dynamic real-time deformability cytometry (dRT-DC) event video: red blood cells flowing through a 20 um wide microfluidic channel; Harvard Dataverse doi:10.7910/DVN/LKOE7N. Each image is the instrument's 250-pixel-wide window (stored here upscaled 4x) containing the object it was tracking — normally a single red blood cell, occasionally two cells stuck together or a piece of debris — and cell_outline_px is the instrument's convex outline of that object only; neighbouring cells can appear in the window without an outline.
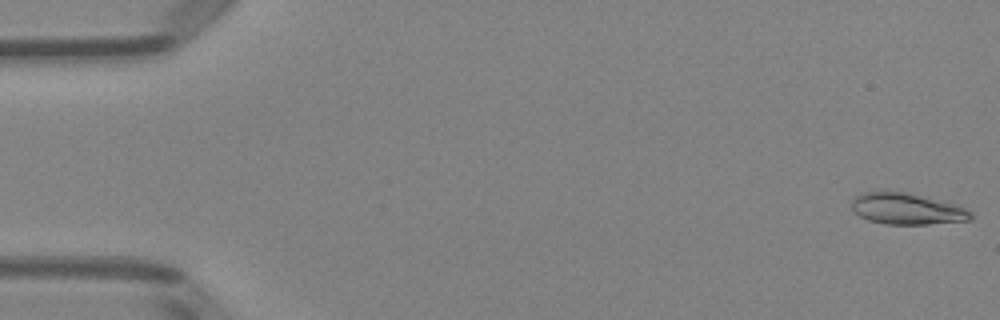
{"species": "Egyptian fruit bat (a non-hibernating species)", "species_latin": "Rousettus aegyptiacus", "temperature_condition": "room temperature", "stored_images_in_passage": 51, "camera_frame_rate_fps": 3000, "um_per_image_px": 0.085, "animal": {"sex": "female"}, "frame": {"image": 1, "passage_image": 1, "time_ms": 0.0, "image_size_px": [1000, 320], "cell_outline_px": [[972, 220], [928, 224], [884, 224], [868, 220], [860, 216], [852, 208], [852, 200], [856, 196], [864, 192], [880, 188], [908, 192], [952, 204], [964, 208], [972, 212]], "centroid_in_image_um": [77.02, 17.72], "position_along_channel_um": 8.0, "area_um2": 22.02}}
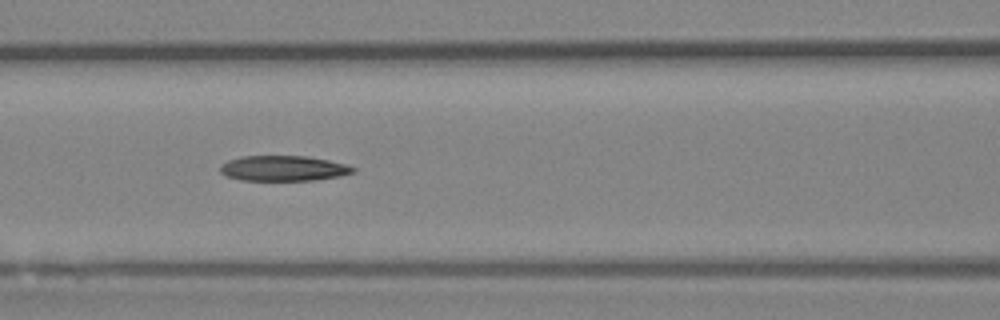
{"frame": {"image": 2, "passage_image": 22, "time_ms": 7.0, "image_size_px": [1000, 320], "cell_outline_px": [[356, 172], [340, 176], [316, 180], [240, 180], [224, 176], [220, 172], [220, 164], [228, 160], [240, 156], [308, 156], [348, 164], [356, 168]], "centroid_in_image_um": [24.09, 14.31], "position_along_channel_um": 142.5, "area_um2": 19.88}}
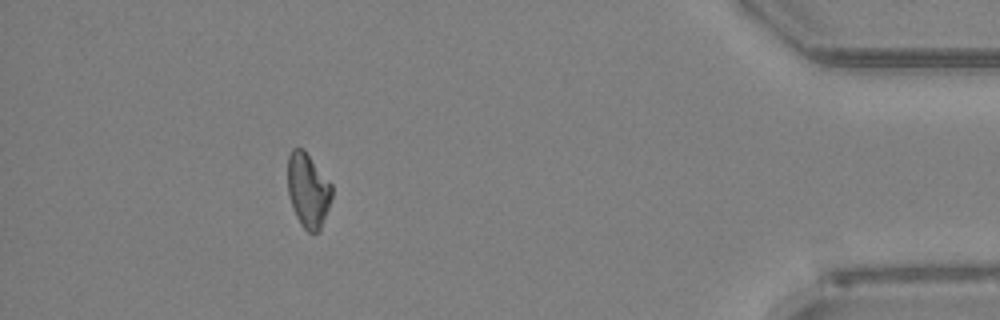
{"frame": {"image": 3, "passage_image": 46, "time_ms": 15.0, "image_size_px": [1000, 320], "cell_outline_px": [[332, 196], [320, 232], [308, 232], [300, 224], [292, 208], [288, 196], [288, 156], [292, 148], [304, 148], [332, 184]], "centroid_in_image_um": [26.18, 16.17], "position_along_channel_um": 409.0, "area_um2": 19.36}, "authors_computed_cell_mechanics": {"area_um2": 20.23, "velocity_mm_per_s": 3.9965, "shape_relaxation_time_tau1_ms": null, "shape_relaxation_time_tau2_ms": 5.0549, "deformation_change_tau1": null, "deformation_change_tau2": 0.1488}}